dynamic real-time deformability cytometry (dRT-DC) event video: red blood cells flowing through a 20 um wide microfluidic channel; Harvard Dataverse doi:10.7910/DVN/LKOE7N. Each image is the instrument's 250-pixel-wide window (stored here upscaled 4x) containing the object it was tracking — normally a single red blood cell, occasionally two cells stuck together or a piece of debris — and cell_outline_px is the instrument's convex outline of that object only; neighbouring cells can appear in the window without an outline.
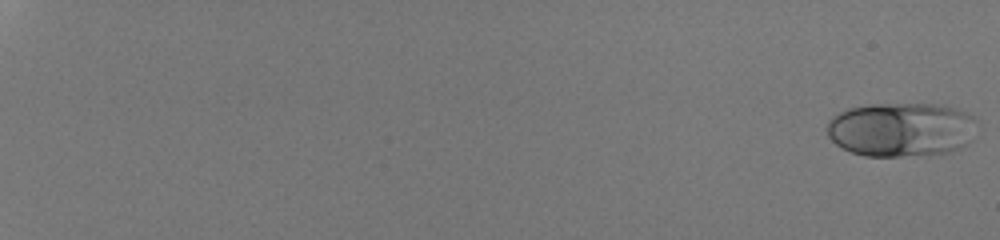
{"species": "human", "species_latin": "Homo sapiens", "temperature_condition": "room temperature", "stored_images_in_passage": 54, "camera_frame_rate_fps": 3000, "um_per_image_px": 0.085, "donor": {"sex": "male"}, "frame": {"image": 1, "passage_image": 1, "time_ms": 0.0, "image_size_px": [1000, 240], "cell_outline_px": [[976, 120], [972, 140], [968, 144], [952, 152], [928, 156], [864, 156], [852, 152], [836, 144], [828, 136], [828, 120], [832, 116], [848, 108], [868, 104], [944, 104], [968, 112], [976, 116]], "centroid_in_image_um": [76.67, 11.01], "position_along_channel_um": 8.3, "area_um2": 48.26}}
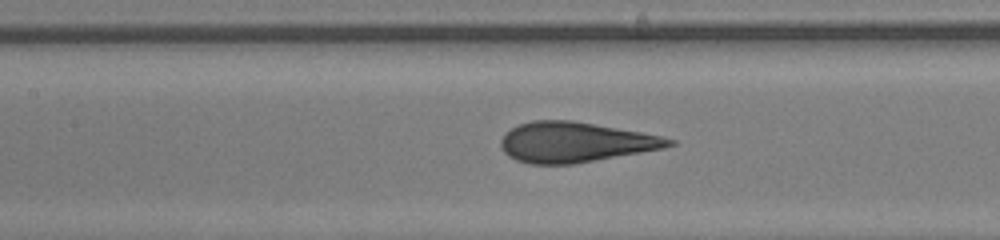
{"frame": {"image": 2, "passage_image": 31, "time_ms": 10.0, "image_size_px": [1000, 240], "cell_outline_px": [[676, 144], [664, 148], [576, 164], [528, 164], [516, 160], [508, 156], [504, 152], [500, 144], [500, 140], [504, 132], [520, 124], [532, 120], [572, 120], [664, 136], [676, 140]], "centroid_in_image_um": [48.88, 12.09], "position_along_channel_um": 158.5, "area_um2": 39.59}}
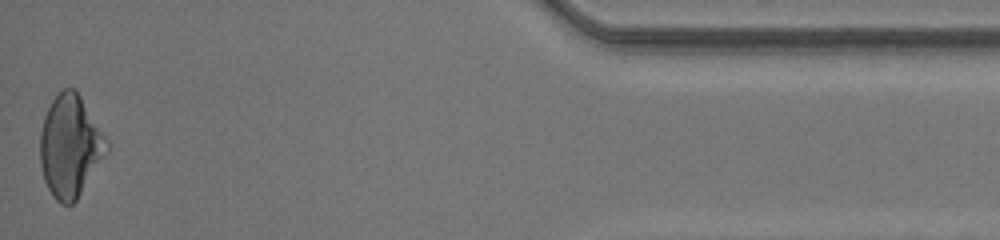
{"frame": {"image": 3, "passage_image": 54, "time_ms": 17.667, "image_size_px": [1000, 240], "cell_outline_px": [[112, 144], [108, 152], [76, 200], [72, 204], [60, 204], [52, 196], [44, 180], [40, 164], [40, 132], [44, 116], [52, 100], [64, 88], [76, 88]], "centroid_in_image_um": [5.99, 12.41], "position_along_channel_um": 429.2, "area_um2": 40.11}, "authors_computed_cell_mechanics": {"area_um2": 39.9109, "velocity_mm_per_s": 4.2602, "shape_relaxation_time_tau1_ms": 4.6418, "shape_relaxation_time_tau2_ms": null, "deformation_change_tau1": 0.1694, "deformation_change_tau2": null}}